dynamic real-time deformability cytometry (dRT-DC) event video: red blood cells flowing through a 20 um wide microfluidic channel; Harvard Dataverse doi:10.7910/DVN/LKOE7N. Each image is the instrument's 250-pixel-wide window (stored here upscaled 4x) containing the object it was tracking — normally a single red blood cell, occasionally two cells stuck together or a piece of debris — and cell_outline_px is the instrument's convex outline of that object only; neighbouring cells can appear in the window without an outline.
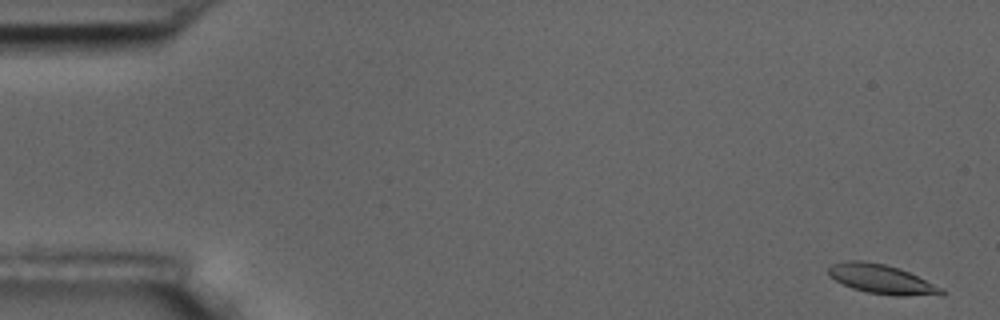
{"species": "common noctule bat (a hibernating species)", "species_latin": "Nyctalus noctula", "temperature_condition": "room temperature", "stored_images_in_passage": 57, "camera_frame_rate_fps": 3000, "um_per_image_px": 0.085, "animal": {"sex": "male", "body_mass_g": 17.5, "forearm_length_mm": 52.3}, "frame": {"image": 1, "passage_image": 2, "time_ms": 0.333, "image_size_px": [1000, 320], "cell_outline_px": [[948, 292], [944, 296], [896, 296], [868, 292], [852, 288], [836, 280], [828, 272], [828, 268], [832, 264], [844, 260], [864, 260], [884, 264], [900, 268], [944, 288]], "centroid_in_image_um": [75.04, 23.74], "position_along_channel_um": 10.0, "area_um2": 19.59}}
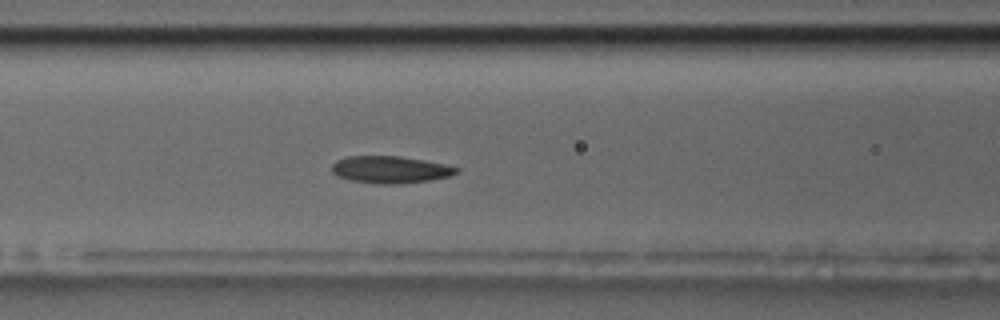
{"frame": {"image": 2, "passage_image": 24, "time_ms": 7.667, "image_size_px": [1000, 320], "cell_outline_px": [[460, 172], [448, 176], [428, 180], [400, 184], [380, 184], [352, 180], [340, 176], [332, 172], [332, 164], [336, 160], [348, 156], [400, 156], [424, 160], [444, 164], [460, 168]], "centroid_in_image_um": [33.19, 14.41], "position_along_channel_um": 133.4, "area_um2": 19.54}}
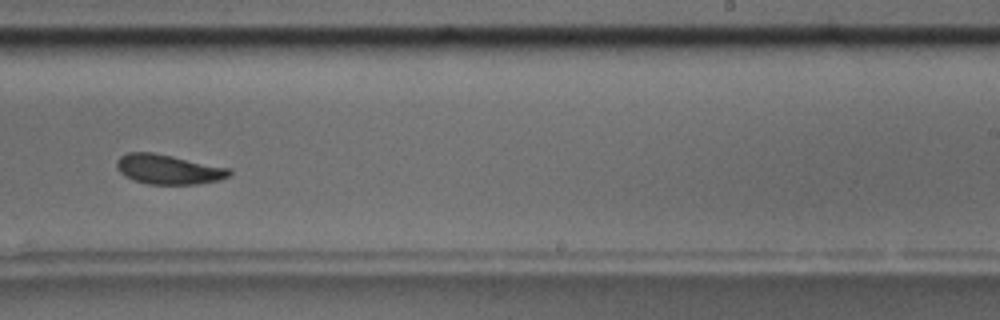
{"frame": {"image": 3, "passage_image": 36, "time_ms": 11.667, "image_size_px": [1000, 320], "cell_outline_px": [[232, 172], [228, 176], [220, 180], [200, 184], [148, 184], [132, 180], [124, 176], [116, 168], [116, 160], [120, 156], [128, 152], [152, 152], [232, 168]], "centroid_in_image_um": [14.31, 14.4], "position_along_channel_um": 274.7, "area_um2": 19.71}, "authors_computed_cell_mechanics": {"area_um2": 19.7098, "velocity_mm_per_s": 3.5482, "shape_relaxation_time_tau1_ms": 5.8802, "shape_relaxation_time_tau2_ms": 3.2717, "deformation_change_tau1": 0.1282, "deformation_change_tau2": 0.0804}}